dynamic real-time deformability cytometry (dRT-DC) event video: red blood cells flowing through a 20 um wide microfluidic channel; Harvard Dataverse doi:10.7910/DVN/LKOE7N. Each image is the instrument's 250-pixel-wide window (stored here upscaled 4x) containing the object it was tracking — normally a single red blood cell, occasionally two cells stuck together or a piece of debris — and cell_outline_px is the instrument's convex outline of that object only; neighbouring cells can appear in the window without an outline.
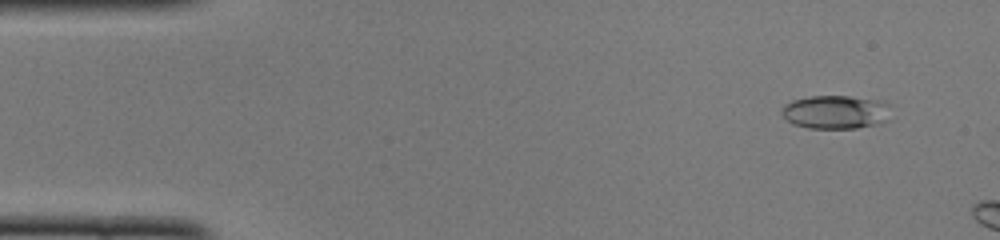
{"species": "common noctule bat (a hibernating species)", "species_latin": "Nyctalus noctula", "temperature_condition": "cold", "stored_images_in_passage": 12, "camera_frame_rate_fps": 3000, "um_per_image_px": 0.085, "animal": {"sex": "female", "body_mass_g": 22.0, "forearm_length_mm": 56.7}, "frame": {"image": 1, "passage_image": 4, "time_ms": 1.0, "image_size_px": [1000, 240], "cell_outline_px": [[892, 104], [888, 120], [876, 124], [856, 128], [808, 128], [792, 124], [780, 112], [784, 104], [792, 100], [808, 96], [848, 96], [876, 100]], "centroid_in_image_um": [71.03, 9.52], "position_along_channel_um": 14.0, "area_um2": 21.5}}